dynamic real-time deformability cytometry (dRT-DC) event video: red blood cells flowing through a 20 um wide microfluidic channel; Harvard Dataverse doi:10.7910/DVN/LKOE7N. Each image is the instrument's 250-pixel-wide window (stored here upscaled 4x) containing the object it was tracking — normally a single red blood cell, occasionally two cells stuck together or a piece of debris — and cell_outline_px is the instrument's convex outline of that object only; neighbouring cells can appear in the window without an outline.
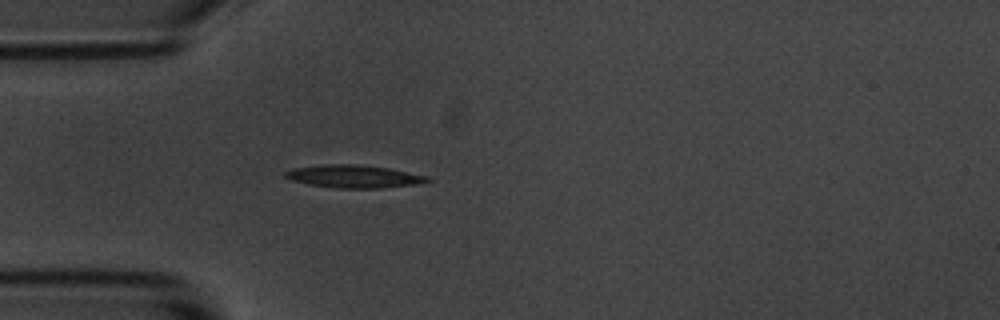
{"species": "common noctule bat (a hibernating species)", "species_latin": "Nyctalus noctula", "temperature_condition": "room temperature", "stored_images_in_passage": 1, "camera_frame_rate_fps": 3000, "um_per_image_px": 0.085, "animal": {"sex": "male", "body_mass_g": 20.1, "forearm_length_mm": 53.5}, "frame": {"image": 1, "passage_image": 1, "time_ms": 0.0, "image_size_px": [1000, 320], "cell_outline_px": [[432, 180], [416, 184], [384, 188], [340, 188], [308, 184], [292, 180], [284, 176], [284, 172], [292, 168], [320, 164], [356, 164], [388, 168], [428, 176]], "centroid_in_image_um": [30.06, 14.99], "position_along_channel_um": 54.9, "area_um2": 18.84}}